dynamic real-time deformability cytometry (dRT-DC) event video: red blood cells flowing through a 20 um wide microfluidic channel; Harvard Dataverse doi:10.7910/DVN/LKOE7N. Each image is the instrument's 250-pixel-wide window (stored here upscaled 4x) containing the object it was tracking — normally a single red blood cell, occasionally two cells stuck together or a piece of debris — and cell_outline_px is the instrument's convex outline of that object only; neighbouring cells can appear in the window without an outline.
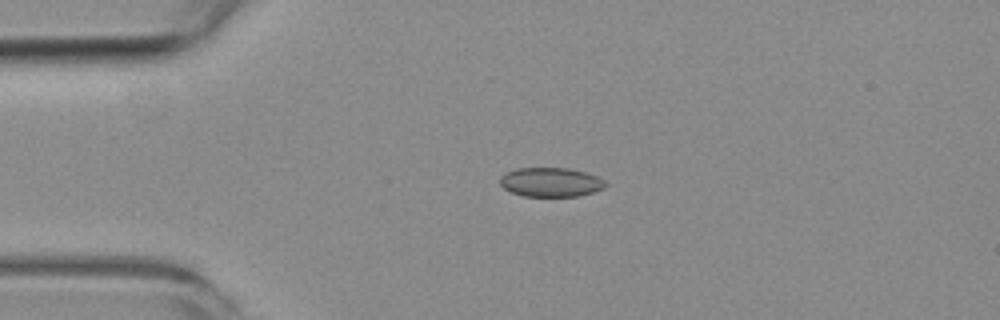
{"species": "common noctule bat (a hibernating species)", "species_latin": "Nyctalus noctula", "temperature_condition": "room temperature", "stored_images_in_passage": 5, "camera_frame_rate_fps": 3000, "um_per_image_px": 0.085, "animal": {"sex": "female", "body_mass_g": 19.3, "forearm_length_mm": 54.1}, "frame": {"image": 1, "passage_image": 4, "time_ms": 3.667, "image_size_px": [1000, 320], "cell_outline_px": [[608, 184], [604, 188], [580, 196], [524, 196], [512, 192], [504, 188], [500, 184], [500, 176], [516, 168], [568, 168], [584, 172], [596, 176], [604, 180]], "centroid_in_image_um": [46.82, 15.48], "position_along_channel_um": 38.2, "area_um2": 17.86}}